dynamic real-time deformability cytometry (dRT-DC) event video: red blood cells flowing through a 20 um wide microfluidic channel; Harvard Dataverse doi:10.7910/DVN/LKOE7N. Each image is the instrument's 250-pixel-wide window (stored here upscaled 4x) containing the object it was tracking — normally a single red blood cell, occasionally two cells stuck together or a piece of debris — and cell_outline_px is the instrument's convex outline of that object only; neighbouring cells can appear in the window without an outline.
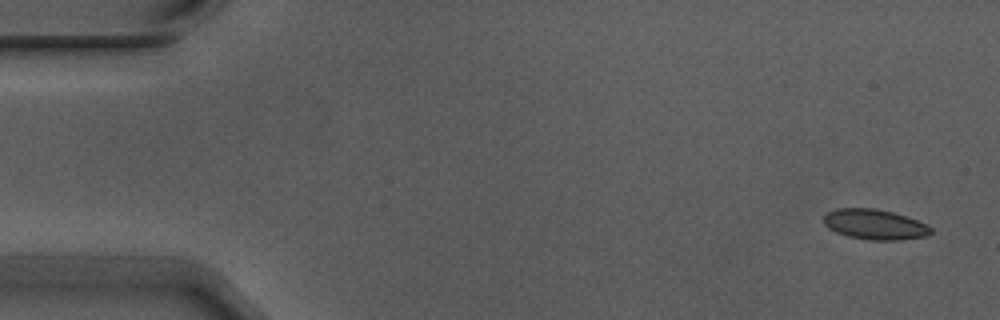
{"species": "Egyptian fruit bat (a non-hibernating species)", "species_latin": "Rousettus aegyptiacus", "temperature_condition": "warm", "stored_images_in_passage": 4, "camera_frame_rate_fps": 3000, "um_per_image_px": 0.085, "animal": {"sex": "male"}, "frame": {"image": 1, "passage_image": 1, "time_ms": 0.0, "image_size_px": [1000, 320], "cell_outline_px": [[932, 232], [928, 236], [900, 240], [872, 240], [848, 236], [836, 232], [828, 228], [824, 224], [824, 216], [828, 212], [836, 208], [876, 208], [908, 216], [932, 228]], "centroid_in_image_um": [74.36, 19.07], "position_along_channel_um": 10.6, "area_um2": 18.9}}
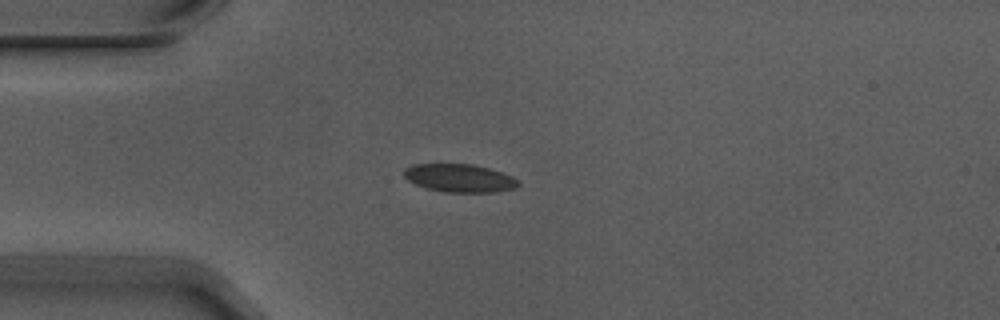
{"frame": {"image": 2, "passage_image": 4, "time_ms": 1.0, "image_size_px": [1000, 320], "cell_outline_px": [[520, 184], [516, 188], [496, 192], [444, 192], [424, 188], [408, 180], [404, 176], [404, 168], [412, 164], [472, 164], [488, 168], [512, 176]], "centroid_in_image_um": [39.03, 15.14], "position_along_channel_um": 46.0, "area_um2": 18.73}}